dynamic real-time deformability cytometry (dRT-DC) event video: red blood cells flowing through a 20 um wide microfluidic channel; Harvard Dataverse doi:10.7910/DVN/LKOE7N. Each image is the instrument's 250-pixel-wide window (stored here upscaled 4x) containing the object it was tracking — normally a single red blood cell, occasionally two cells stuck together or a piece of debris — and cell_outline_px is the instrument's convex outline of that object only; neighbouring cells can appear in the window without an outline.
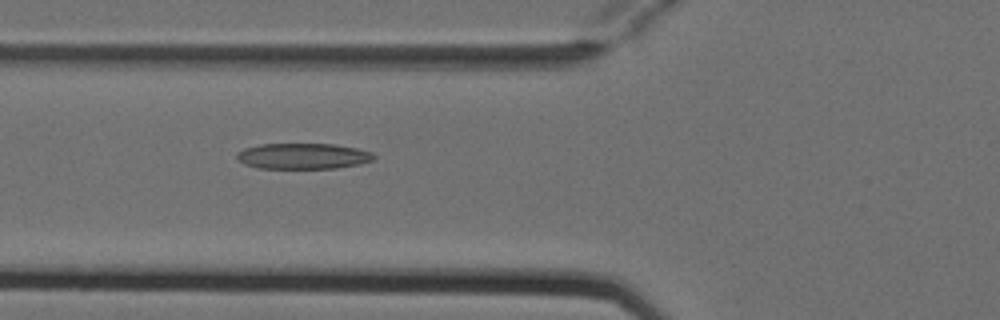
{"species": "Egyptian fruit bat (a non-hibernating species)", "species_latin": "Rousettus aegyptiacus", "temperature_condition": "cold", "stored_images_in_passage": 5, "camera_frame_rate_fps": 3000, "um_per_image_px": 0.085, "animal": {"sex": "female"}, "frame": {"image": 1, "passage_image": 5, "time_ms": 1.333, "image_size_px": [1000, 320], "cell_outline_px": [[376, 156], [372, 160], [360, 164], [336, 168], [256, 168], [244, 164], [236, 156], [236, 152], [244, 148], [260, 144], [336, 144], [356, 148], [372, 152]], "centroid_in_image_um": [25.75, 13.26], "position_along_channel_um": 100.1, "area_um2": 20.63}}